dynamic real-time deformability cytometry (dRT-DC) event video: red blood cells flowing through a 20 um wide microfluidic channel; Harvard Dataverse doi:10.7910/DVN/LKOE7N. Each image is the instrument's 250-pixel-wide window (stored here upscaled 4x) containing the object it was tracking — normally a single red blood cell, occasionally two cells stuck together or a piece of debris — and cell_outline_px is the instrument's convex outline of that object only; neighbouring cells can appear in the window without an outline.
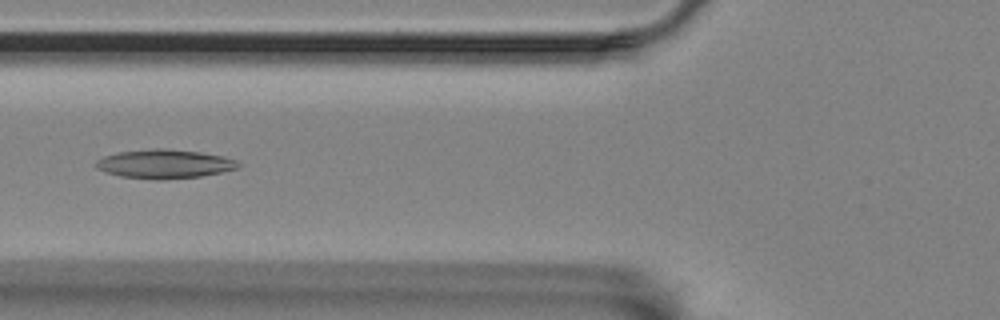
{"species": "Egyptian fruit bat (a non-hibernating species)", "species_latin": "Rousettus aegyptiacus", "temperature_condition": "room temperature", "stored_images_in_passage": 36, "camera_frame_rate_fps": 3000, "um_per_image_px": 0.085, "animal": {"sex": "female"}, "frame": {"image": 1, "passage_image": 8, "time_ms": 2.333, "image_size_px": [1000, 320], "cell_outline_px": [[240, 164], [236, 168], [224, 172], [200, 176], [160, 180], [156, 180], [120, 176], [96, 168], [96, 160], [104, 156], [120, 152], [156, 148], [164, 148], [200, 152], [224, 156], [236, 160]], "centroid_in_image_um": [14.0, 13.93], "position_along_channel_um": 111.8, "area_um2": 23.87}}
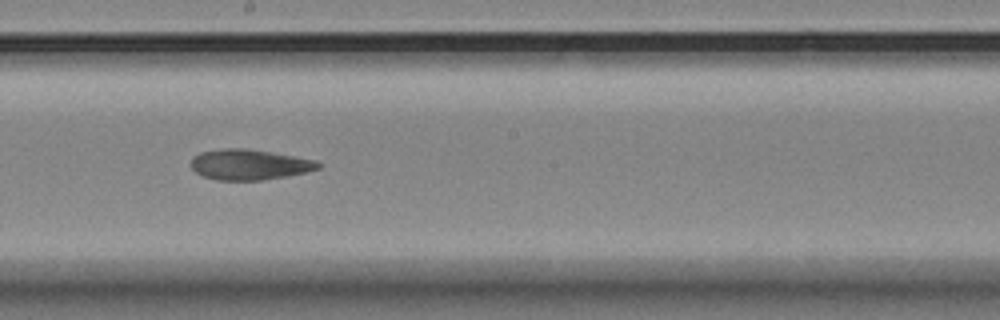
{"frame": {"image": 2, "passage_image": 18, "time_ms": 5.667, "image_size_px": [1000, 320], "cell_outline_px": [[320, 168], [304, 172], [264, 180], [216, 180], [204, 176], [196, 172], [192, 168], [192, 156], [200, 152], [224, 148], [244, 148], [316, 160], [320, 164]], "centroid_in_image_um": [21.15, 13.99], "position_along_channel_um": 227.0, "area_um2": 22.25}}
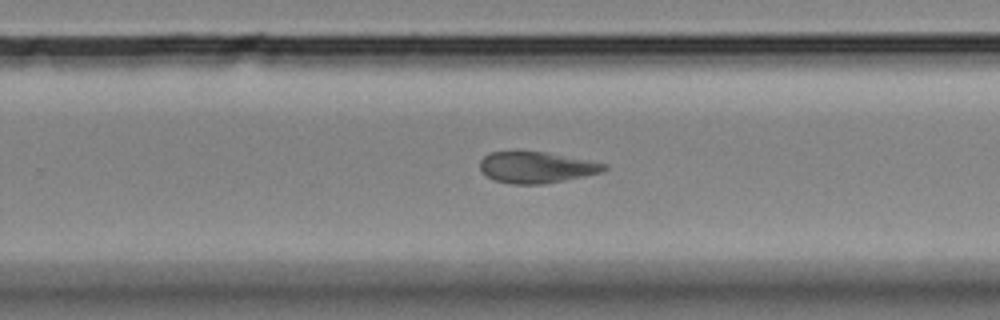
{"frame": {"image": 3, "passage_image": 23, "time_ms": 7.333, "image_size_px": [1000, 320], "cell_outline_px": [[608, 168], [604, 172], [544, 184], [512, 184], [496, 180], [480, 172], [480, 160], [484, 156], [492, 152], [548, 152], [608, 164]], "centroid_in_image_um": [45.62, 14.23], "position_along_channel_um": 284.2, "area_um2": 22.54}}